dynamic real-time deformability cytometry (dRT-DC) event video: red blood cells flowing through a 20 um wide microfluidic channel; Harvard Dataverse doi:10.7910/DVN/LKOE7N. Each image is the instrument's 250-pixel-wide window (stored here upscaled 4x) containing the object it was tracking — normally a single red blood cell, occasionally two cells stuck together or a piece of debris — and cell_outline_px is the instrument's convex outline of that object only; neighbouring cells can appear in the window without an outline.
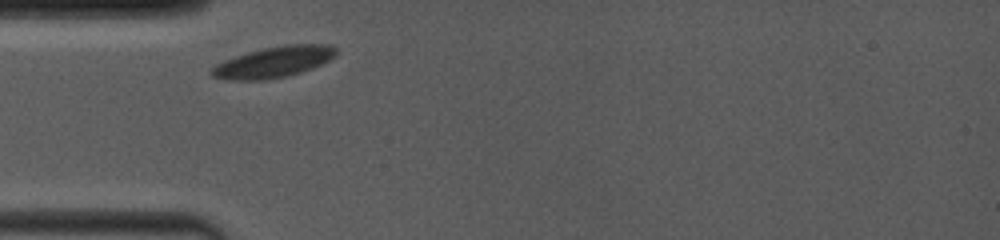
{"species": "common noctule bat (a hibernating species)", "species_latin": "Nyctalus noctula", "temperature_condition": "room temperature", "stored_images_in_passage": 4, "camera_frame_rate_fps": 4000, "um_per_image_px": 0.085, "animal": {"sex": "female", "body_mass_g": 19.0, "forearm_length_mm": 53.3}, "frame": {"image": 1, "passage_image": 1, "time_ms": 0.0, "image_size_px": [1000, 240], "cell_outline_px": [[336, 56], [312, 68], [288, 76], [264, 80], [228, 80], [212, 76], [208, 72], [216, 64], [224, 60], [248, 52], [264, 48], [284, 44], [328, 44], [336, 48]], "centroid_in_image_um": [23.25, 5.27], "position_along_channel_um": 61.8, "area_um2": 22.43}}
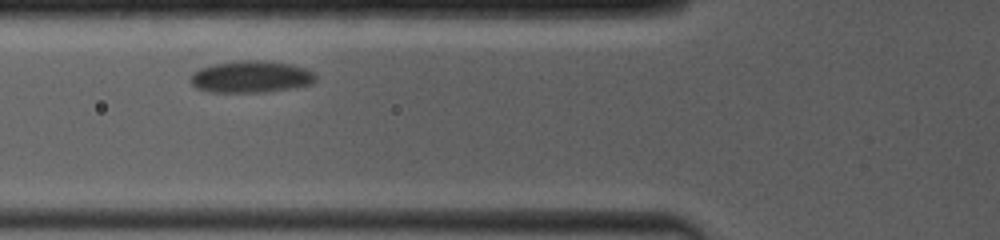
{"frame": {"image": 2, "passage_image": 2, "time_ms": 1.25, "image_size_px": [1000, 240], "cell_outline_px": [[316, 80], [312, 84], [296, 88], [264, 92], [212, 92], [196, 88], [192, 84], [192, 76], [200, 68], [216, 64], [248, 60], [256, 60], [292, 64], [304, 68], [312, 72], [316, 76]], "centroid_in_image_um": [21.4, 6.54], "position_along_channel_um": 104.4, "area_um2": 22.95}}
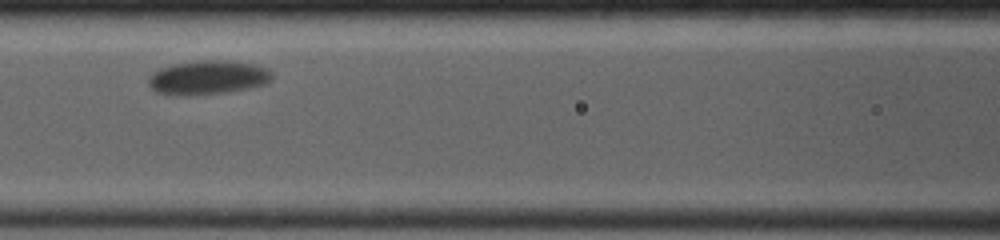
{"frame": {"image": 3, "passage_image": 3, "time_ms": 2.5, "image_size_px": [1000, 240], "cell_outline_px": [[272, 76], [264, 84], [224, 92], [156, 92], [148, 84], [148, 76], [160, 68], [176, 64], [200, 60], [224, 60], [252, 64], [264, 68]], "centroid_in_image_um": [17.65, 6.53], "position_along_channel_um": 149.0, "area_um2": 22.89}}